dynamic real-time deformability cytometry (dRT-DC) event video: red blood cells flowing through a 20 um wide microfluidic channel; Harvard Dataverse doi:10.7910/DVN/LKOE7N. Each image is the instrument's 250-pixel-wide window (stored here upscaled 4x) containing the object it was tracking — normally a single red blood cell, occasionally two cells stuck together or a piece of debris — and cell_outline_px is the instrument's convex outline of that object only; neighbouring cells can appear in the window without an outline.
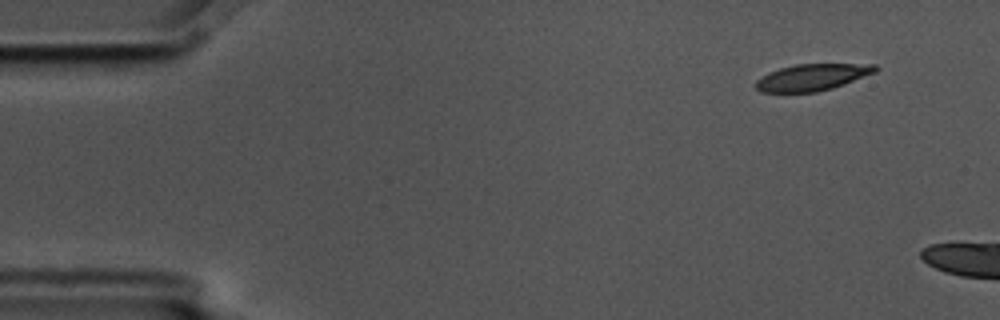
{"species": "common noctule bat (a hibernating species)", "species_latin": "Nyctalus noctula", "temperature_condition": "cold", "stored_images_in_passage": 3, "camera_frame_rate_fps": 3000, "um_per_image_px": 0.085, "animal": {"sex": "male", "body_mass_g": 17.5, "forearm_length_mm": 52.3}, "frame": {"image": 1, "passage_image": 1, "time_ms": 0.0, "image_size_px": [1000, 320], "cell_outline_px": [[880, 68], [876, 72], [844, 84], [832, 88], [816, 92], [760, 92], [756, 88], [756, 80], [768, 72], [780, 68], [796, 64], [876, 64]], "centroid_in_image_um": [69.05, 6.56], "position_along_channel_um": 15.9, "area_um2": 18.55}}